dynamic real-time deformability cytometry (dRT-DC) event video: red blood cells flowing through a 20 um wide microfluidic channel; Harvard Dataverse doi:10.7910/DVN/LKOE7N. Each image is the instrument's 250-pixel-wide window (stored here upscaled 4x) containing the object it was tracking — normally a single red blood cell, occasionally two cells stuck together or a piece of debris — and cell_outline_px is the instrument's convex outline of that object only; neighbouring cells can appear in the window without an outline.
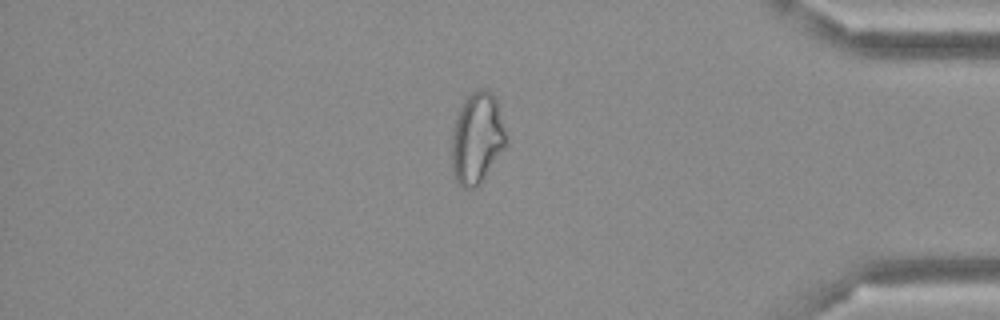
{"species": "Egyptian fruit bat (a non-hibernating species)", "species_latin": "Rousettus aegyptiacus", "temperature_condition": "cold", "stored_images_in_passage": 48, "camera_frame_rate_fps": 3000, "um_per_image_px": 0.085, "frame": {"image": 1, "passage_image": 41, "time_ms": 13.333, "image_size_px": [1000, 320], "cell_outline_px": [[508, 144], [480, 184], [476, 188], [464, 188], [452, 180], [452, 128], [456, 116], [460, 108], [468, 96], [472, 92], [480, 88], [484, 88], [492, 92], [496, 100], [508, 136]], "centroid_in_image_um": [40.55, 11.78], "position_along_channel_um": 394.6, "area_um2": 29.48}}